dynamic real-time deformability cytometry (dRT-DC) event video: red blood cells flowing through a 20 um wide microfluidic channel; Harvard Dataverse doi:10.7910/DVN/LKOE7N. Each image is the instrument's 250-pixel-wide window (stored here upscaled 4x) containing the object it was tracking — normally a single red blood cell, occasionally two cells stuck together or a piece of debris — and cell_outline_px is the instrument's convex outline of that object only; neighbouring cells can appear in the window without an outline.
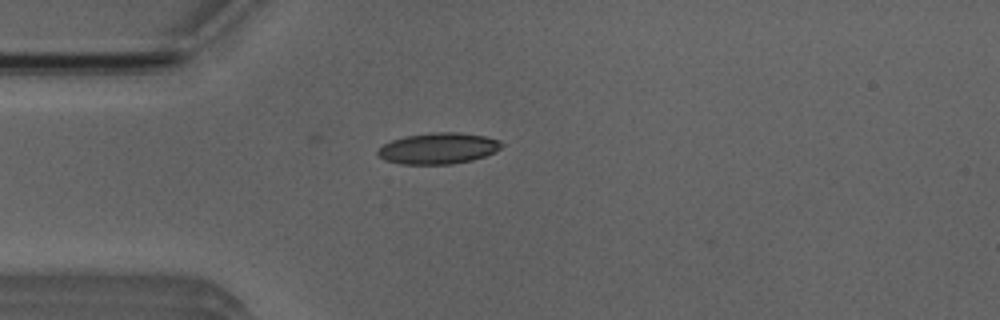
{"species": "Egyptian fruit bat (a non-hibernating species)", "species_latin": "Rousettus aegyptiacus", "temperature_condition": "room temperature", "stored_images_in_passage": 2, "camera_frame_rate_fps": 3000, "um_per_image_px": 0.085, "animal": {"sex": "male"}, "frame": {"image": 1, "passage_image": 2, "time_ms": 1.0, "image_size_px": [1000, 320], "cell_outline_px": [[504, 144], [500, 148], [484, 156], [472, 160], [452, 164], [404, 164], [384, 160], [376, 156], [376, 152], [384, 144], [392, 140], [404, 136], [432, 132], [460, 132], [484, 136], [500, 140]], "centroid_in_image_um": [37.23, 12.6], "position_along_channel_um": 47.8, "area_um2": 22.48}}